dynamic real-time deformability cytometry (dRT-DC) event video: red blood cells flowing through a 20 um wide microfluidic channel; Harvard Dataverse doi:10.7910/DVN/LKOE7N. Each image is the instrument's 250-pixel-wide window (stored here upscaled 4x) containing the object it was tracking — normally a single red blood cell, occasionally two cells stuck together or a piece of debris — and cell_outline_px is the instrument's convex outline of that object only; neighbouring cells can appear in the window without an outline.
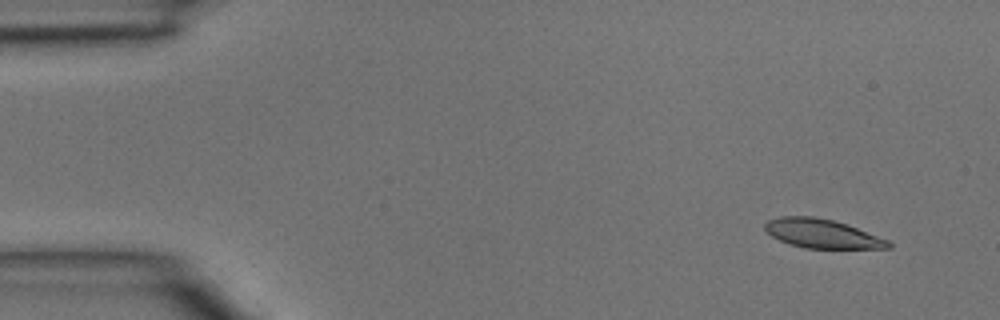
{"species": "common noctule bat (a hibernating species)", "species_latin": "Nyctalus noctula", "temperature_condition": "room temperature", "stored_images_in_passage": 2, "camera_frame_rate_fps": 3000, "um_per_image_px": 0.085, "animal": {"sex": "male", "body_mass_g": 15.6}, "frame": {"image": 1, "passage_image": 2, "time_ms": 0.333, "image_size_px": [1000, 320], "cell_outline_px": [[892, 248], [804, 248], [788, 244], [772, 236], [764, 228], [764, 224], [768, 220], [780, 216], [812, 216], [832, 220], [848, 224], [888, 240], [892, 244]], "centroid_in_image_um": [69.87, 19.85], "position_along_channel_um": 15.1, "area_um2": 20.81}}